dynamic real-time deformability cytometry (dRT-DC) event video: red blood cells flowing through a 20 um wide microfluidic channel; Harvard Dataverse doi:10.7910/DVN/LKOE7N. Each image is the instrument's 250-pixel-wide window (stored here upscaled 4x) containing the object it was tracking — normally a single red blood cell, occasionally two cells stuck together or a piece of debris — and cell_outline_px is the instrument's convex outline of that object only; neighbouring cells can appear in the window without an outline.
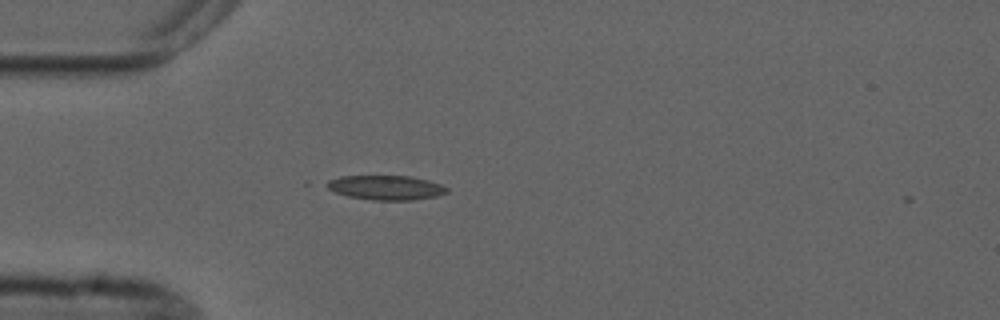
{"species": "common noctule bat (a hibernating species)", "species_latin": "Nyctalus noctula", "temperature_condition": "cold", "stored_images_in_passage": 4, "camera_frame_rate_fps": 3000, "um_per_image_px": 0.085, "animal": {"sex": "male", "forearm_length_mm": 52.5}, "frame": {"image": 1, "passage_image": 3, "time_ms": 3.0, "image_size_px": [1000, 320], "cell_outline_px": [[448, 192], [436, 196], [412, 200], [372, 200], [348, 196], [336, 192], [320, 184], [328, 180], [340, 176], [408, 176], [428, 180], [440, 184], [448, 188]], "centroid_in_image_um": [32.75, 15.94], "position_along_channel_um": 52.2, "area_um2": 17.17}}